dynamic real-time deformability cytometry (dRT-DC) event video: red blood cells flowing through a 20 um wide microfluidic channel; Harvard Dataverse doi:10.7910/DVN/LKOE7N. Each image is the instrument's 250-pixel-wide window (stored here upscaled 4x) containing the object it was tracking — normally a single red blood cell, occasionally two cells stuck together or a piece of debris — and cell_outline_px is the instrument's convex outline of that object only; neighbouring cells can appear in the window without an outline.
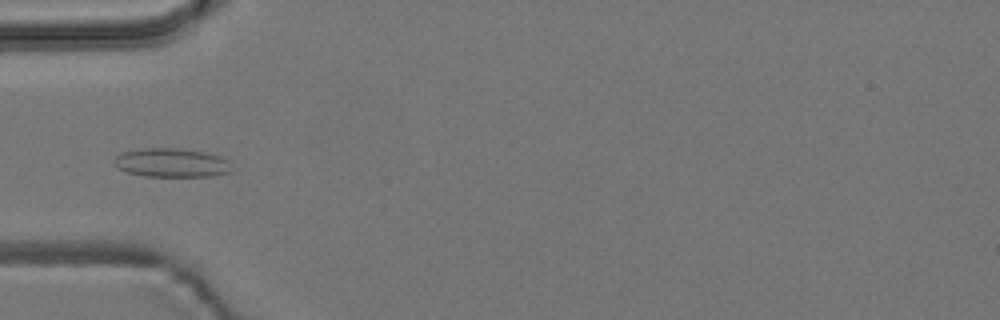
{"species": "common noctule bat (a hibernating species)", "species_latin": "Nyctalus noctula", "temperature_condition": "room temperature", "stored_images_in_passage": 5, "camera_frame_rate_fps": 3000, "um_per_image_px": 0.085, "animal": {"sex": "male", "body_mass_g": 19.2, "forearm_length_mm": 51.8}, "frame": {"image": 1, "passage_image": 3, "time_ms": 0.667, "image_size_px": [1000, 320], "cell_outline_px": [[232, 172], [212, 176], [144, 176], [128, 172], [120, 168], [116, 164], [116, 156], [124, 152], [148, 148], [176, 148], [204, 152], [220, 156], [228, 160]], "centroid_in_image_um": [14.65, 13.84], "position_along_channel_um": 70.3, "area_um2": 19.42}}
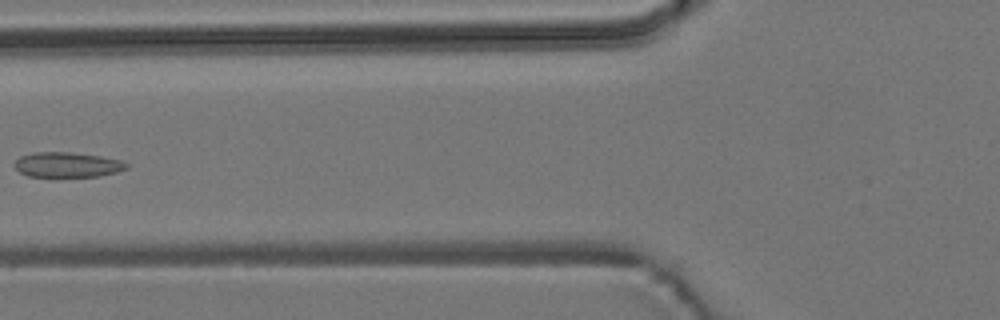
{"frame": {"image": 2, "passage_image": 4, "time_ms": 1.0, "image_size_px": [1000, 320], "cell_outline_px": [[128, 168], [116, 172], [100, 176], [28, 176], [20, 172], [16, 168], [16, 160], [20, 156], [32, 152], [72, 152], [100, 156], [120, 160], [128, 164]], "centroid_in_image_um": [5.73, 13.99], "position_along_channel_um": 120.1, "area_um2": 16.18}}
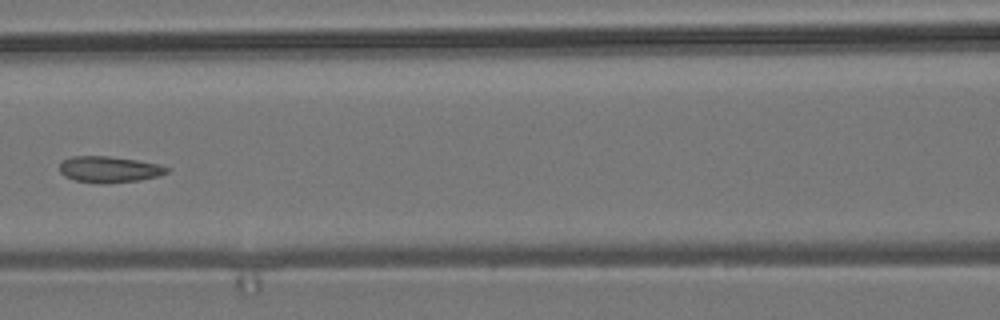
{"frame": {"image": 3, "passage_image": 5, "time_ms": 1.333, "image_size_px": [1000, 320], "cell_outline_px": [[172, 168], [168, 172], [160, 176], [140, 180], [108, 184], [100, 184], [76, 180], [64, 176], [60, 172], [60, 164], [64, 160], [72, 156], [108, 156], [136, 160], [160, 164]], "centroid_in_image_um": [9.33, 14.41], "position_along_channel_um": 157.3, "area_um2": 16.59}}